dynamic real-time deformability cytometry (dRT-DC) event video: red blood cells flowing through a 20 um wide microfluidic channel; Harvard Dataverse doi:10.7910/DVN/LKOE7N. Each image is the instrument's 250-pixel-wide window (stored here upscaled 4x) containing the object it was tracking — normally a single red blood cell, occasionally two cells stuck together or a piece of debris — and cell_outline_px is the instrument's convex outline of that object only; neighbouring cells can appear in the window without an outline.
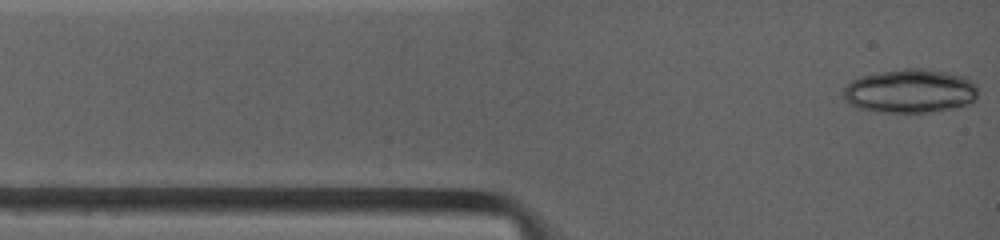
{"species": "common noctule bat (a hibernating species)", "species_latin": "Nyctalus noctula", "temperature_condition": "warm", "stored_images_in_passage": 3, "camera_frame_rate_fps": 4500, "um_per_image_px": 0.085, "animal": {"sex": "female", "body_mass_g": 19.0, "forearm_length_mm": 53.3}, "frame": {"image": 1, "passage_image": 1, "time_ms": 0.0, "image_size_px": [1000, 240], "cell_outline_px": [[976, 100], [972, 104], [956, 108], [928, 112], [880, 112], [856, 108], [848, 104], [844, 100], [844, 88], [852, 80], [860, 76], [904, 68], [920, 68], [964, 76], [972, 80], [976, 84]], "centroid_in_image_um": [77.37, 7.75], "position_along_channel_um": 7.6, "area_um2": 34.56}}